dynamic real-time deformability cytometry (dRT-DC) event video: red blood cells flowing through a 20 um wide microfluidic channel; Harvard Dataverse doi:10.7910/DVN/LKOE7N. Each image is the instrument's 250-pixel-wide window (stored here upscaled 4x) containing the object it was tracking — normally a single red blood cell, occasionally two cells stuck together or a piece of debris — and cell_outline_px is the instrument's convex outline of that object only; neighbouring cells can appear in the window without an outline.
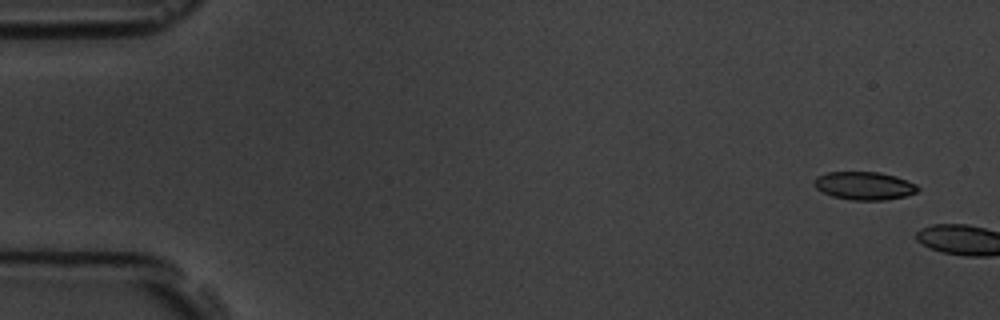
{"species": "common noctule bat (a hibernating species)", "species_latin": "Nyctalus noctula", "temperature_condition": "room temperature", "stored_images_in_passage": 2, "camera_frame_rate_fps": 3000, "um_per_image_px": 0.085, "animal": {"sex": "male", "body_mass_g": 19.5, "forearm_length_mm": 54.6}, "frame": {"image": 1, "passage_image": 1, "time_ms": 0.0, "image_size_px": [1000, 320], "cell_outline_px": [[920, 188], [916, 192], [904, 196], [884, 200], [852, 200], [832, 196], [816, 188], [812, 184], [812, 180], [816, 176], [828, 172], [880, 172], [896, 176], [916, 184]], "centroid_in_image_um": [73.43, 15.78], "position_along_channel_um": 11.6, "area_um2": 16.99}}